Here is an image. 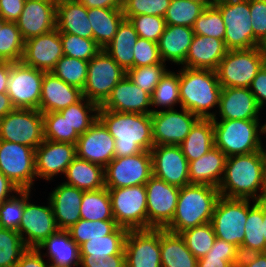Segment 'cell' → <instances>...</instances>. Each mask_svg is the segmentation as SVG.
Masks as SVG:
<instances>
[{"instance_id":"cell-1","label":"cell","mask_w":266,"mask_h":267,"mask_svg":"<svg viewBox=\"0 0 266 267\" xmlns=\"http://www.w3.org/2000/svg\"><path fill=\"white\" fill-rule=\"evenodd\" d=\"M98 119L115 139V157L132 156L153 148L151 115L104 110L99 106Z\"/></svg>"},{"instance_id":"cell-2","label":"cell","mask_w":266,"mask_h":267,"mask_svg":"<svg viewBox=\"0 0 266 267\" xmlns=\"http://www.w3.org/2000/svg\"><path fill=\"white\" fill-rule=\"evenodd\" d=\"M264 187L265 169L261 151L227 157L218 186L220 196L261 201Z\"/></svg>"},{"instance_id":"cell-3","label":"cell","mask_w":266,"mask_h":267,"mask_svg":"<svg viewBox=\"0 0 266 267\" xmlns=\"http://www.w3.org/2000/svg\"><path fill=\"white\" fill-rule=\"evenodd\" d=\"M179 89L181 107L199 118H214L219 108L222 86L217 72L209 69H191L182 67L179 71Z\"/></svg>"},{"instance_id":"cell-4","label":"cell","mask_w":266,"mask_h":267,"mask_svg":"<svg viewBox=\"0 0 266 267\" xmlns=\"http://www.w3.org/2000/svg\"><path fill=\"white\" fill-rule=\"evenodd\" d=\"M219 197L218 188L211 185L181 187L174 217L164 229L180 234L189 228L210 223Z\"/></svg>"},{"instance_id":"cell-5","label":"cell","mask_w":266,"mask_h":267,"mask_svg":"<svg viewBox=\"0 0 266 267\" xmlns=\"http://www.w3.org/2000/svg\"><path fill=\"white\" fill-rule=\"evenodd\" d=\"M214 146L227 157L260 151L261 131L259 120H231L212 118Z\"/></svg>"},{"instance_id":"cell-6","label":"cell","mask_w":266,"mask_h":267,"mask_svg":"<svg viewBox=\"0 0 266 267\" xmlns=\"http://www.w3.org/2000/svg\"><path fill=\"white\" fill-rule=\"evenodd\" d=\"M265 64V56L258 47L228 50L216 70L222 88H249L258 71Z\"/></svg>"},{"instance_id":"cell-7","label":"cell","mask_w":266,"mask_h":267,"mask_svg":"<svg viewBox=\"0 0 266 267\" xmlns=\"http://www.w3.org/2000/svg\"><path fill=\"white\" fill-rule=\"evenodd\" d=\"M112 214L119 227L127 230L147 229L146 187L135 185L108 188Z\"/></svg>"},{"instance_id":"cell-8","label":"cell","mask_w":266,"mask_h":267,"mask_svg":"<svg viewBox=\"0 0 266 267\" xmlns=\"http://www.w3.org/2000/svg\"><path fill=\"white\" fill-rule=\"evenodd\" d=\"M0 140L36 149L45 140L43 114L36 109L15 108L0 119Z\"/></svg>"},{"instance_id":"cell-9","label":"cell","mask_w":266,"mask_h":267,"mask_svg":"<svg viewBox=\"0 0 266 267\" xmlns=\"http://www.w3.org/2000/svg\"><path fill=\"white\" fill-rule=\"evenodd\" d=\"M126 72L103 49L88 63V74L82 95L101 106Z\"/></svg>"},{"instance_id":"cell-10","label":"cell","mask_w":266,"mask_h":267,"mask_svg":"<svg viewBox=\"0 0 266 267\" xmlns=\"http://www.w3.org/2000/svg\"><path fill=\"white\" fill-rule=\"evenodd\" d=\"M247 216L248 199L220 196L210 223L217 238L232 243L240 249L244 241Z\"/></svg>"},{"instance_id":"cell-11","label":"cell","mask_w":266,"mask_h":267,"mask_svg":"<svg viewBox=\"0 0 266 267\" xmlns=\"http://www.w3.org/2000/svg\"><path fill=\"white\" fill-rule=\"evenodd\" d=\"M0 171L20 190H31L37 178L35 149L0 140Z\"/></svg>"},{"instance_id":"cell-12","label":"cell","mask_w":266,"mask_h":267,"mask_svg":"<svg viewBox=\"0 0 266 267\" xmlns=\"http://www.w3.org/2000/svg\"><path fill=\"white\" fill-rule=\"evenodd\" d=\"M45 71L25 65L22 61L10 62L7 94L15 108L40 111L42 81Z\"/></svg>"},{"instance_id":"cell-13","label":"cell","mask_w":266,"mask_h":267,"mask_svg":"<svg viewBox=\"0 0 266 267\" xmlns=\"http://www.w3.org/2000/svg\"><path fill=\"white\" fill-rule=\"evenodd\" d=\"M105 187L123 188L143 185L152 176L150 151L126 157H115L105 168Z\"/></svg>"},{"instance_id":"cell-14","label":"cell","mask_w":266,"mask_h":267,"mask_svg":"<svg viewBox=\"0 0 266 267\" xmlns=\"http://www.w3.org/2000/svg\"><path fill=\"white\" fill-rule=\"evenodd\" d=\"M226 26L224 43L227 50L257 47L253 39L249 0L216 5Z\"/></svg>"},{"instance_id":"cell-15","label":"cell","mask_w":266,"mask_h":267,"mask_svg":"<svg viewBox=\"0 0 266 267\" xmlns=\"http://www.w3.org/2000/svg\"><path fill=\"white\" fill-rule=\"evenodd\" d=\"M147 229L165 228L173 219L180 188L152 175L145 184Z\"/></svg>"},{"instance_id":"cell-16","label":"cell","mask_w":266,"mask_h":267,"mask_svg":"<svg viewBox=\"0 0 266 267\" xmlns=\"http://www.w3.org/2000/svg\"><path fill=\"white\" fill-rule=\"evenodd\" d=\"M180 110L152 109L154 145H180L185 140L199 117L182 107Z\"/></svg>"},{"instance_id":"cell-17","label":"cell","mask_w":266,"mask_h":267,"mask_svg":"<svg viewBox=\"0 0 266 267\" xmlns=\"http://www.w3.org/2000/svg\"><path fill=\"white\" fill-rule=\"evenodd\" d=\"M30 194L31 190H25L24 212L17 232L27 248H36L58 227L49 200L47 206L36 205L29 202Z\"/></svg>"},{"instance_id":"cell-18","label":"cell","mask_w":266,"mask_h":267,"mask_svg":"<svg viewBox=\"0 0 266 267\" xmlns=\"http://www.w3.org/2000/svg\"><path fill=\"white\" fill-rule=\"evenodd\" d=\"M124 253L126 267H161L160 228L128 230Z\"/></svg>"},{"instance_id":"cell-19","label":"cell","mask_w":266,"mask_h":267,"mask_svg":"<svg viewBox=\"0 0 266 267\" xmlns=\"http://www.w3.org/2000/svg\"><path fill=\"white\" fill-rule=\"evenodd\" d=\"M150 153L152 175L179 188L190 184L189 162L180 145H154Z\"/></svg>"},{"instance_id":"cell-20","label":"cell","mask_w":266,"mask_h":267,"mask_svg":"<svg viewBox=\"0 0 266 267\" xmlns=\"http://www.w3.org/2000/svg\"><path fill=\"white\" fill-rule=\"evenodd\" d=\"M114 145L115 139L105 125L97 119L79 136L76 143V156L105 168L115 158Z\"/></svg>"},{"instance_id":"cell-21","label":"cell","mask_w":266,"mask_h":267,"mask_svg":"<svg viewBox=\"0 0 266 267\" xmlns=\"http://www.w3.org/2000/svg\"><path fill=\"white\" fill-rule=\"evenodd\" d=\"M76 157V145L44 140L35 149V169L37 178L46 181L66 173L67 167Z\"/></svg>"},{"instance_id":"cell-22","label":"cell","mask_w":266,"mask_h":267,"mask_svg":"<svg viewBox=\"0 0 266 267\" xmlns=\"http://www.w3.org/2000/svg\"><path fill=\"white\" fill-rule=\"evenodd\" d=\"M64 55L60 32L52 31L25 41L22 62L45 72H51Z\"/></svg>"},{"instance_id":"cell-23","label":"cell","mask_w":266,"mask_h":267,"mask_svg":"<svg viewBox=\"0 0 266 267\" xmlns=\"http://www.w3.org/2000/svg\"><path fill=\"white\" fill-rule=\"evenodd\" d=\"M57 3L44 0H26L22 13L16 21L24 41L56 28Z\"/></svg>"},{"instance_id":"cell-24","label":"cell","mask_w":266,"mask_h":267,"mask_svg":"<svg viewBox=\"0 0 266 267\" xmlns=\"http://www.w3.org/2000/svg\"><path fill=\"white\" fill-rule=\"evenodd\" d=\"M150 106L151 95L135 85L126 75L112 89L110 96L100 107L116 112L151 115L153 111Z\"/></svg>"},{"instance_id":"cell-25","label":"cell","mask_w":266,"mask_h":267,"mask_svg":"<svg viewBox=\"0 0 266 267\" xmlns=\"http://www.w3.org/2000/svg\"><path fill=\"white\" fill-rule=\"evenodd\" d=\"M218 110L221 119L260 120L261 108L249 88H222Z\"/></svg>"},{"instance_id":"cell-26","label":"cell","mask_w":266,"mask_h":267,"mask_svg":"<svg viewBox=\"0 0 266 267\" xmlns=\"http://www.w3.org/2000/svg\"><path fill=\"white\" fill-rule=\"evenodd\" d=\"M82 90L61 80L52 72H45L42 81L40 112H58L80 101Z\"/></svg>"},{"instance_id":"cell-27","label":"cell","mask_w":266,"mask_h":267,"mask_svg":"<svg viewBox=\"0 0 266 267\" xmlns=\"http://www.w3.org/2000/svg\"><path fill=\"white\" fill-rule=\"evenodd\" d=\"M83 192L75 186L61 183L50 193L49 200L58 229H69L80 219Z\"/></svg>"},{"instance_id":"cell-28","label":"cell","mask_w":266,"mask_h":267,"mask_svg":"<svg viewBox=\"0 0 266 267\" xmlns=\"http://www.w3.org/2000/svg\"><path fill=\"white\" fill-rule=\"evenodd\" d=\"M227 51L224 40L194 34L181 67L216 71Z\"/></svg>"},{"instance_id":"cell-29","label":"cell","mask_w":266,"mask_h":267,"mask_svg":"<svg viewBox=\"0 0 266 267\" xmlns=\"http://www.w3.org/2000/svg\"><path fill=\"white\" fill-rule=\"evenodd\" d=\"M36 249L38 251L47 249L46 253L42 255L48 257L51 267L80 266L79 245L71 238L68 230L58 229Z\"/></svg>"},{"instance_id":"cell-30","label":"cell","mask_w":266,"mask_h":267,"mask_svg":"<svg viewBox=\"0 0 266 267\" xmlns=\"http://www.w3.org/2000/svg\"><path fill=\"white\" fill-rule=\"evenodd\" d=\"M56 28L60 33L93 39L88 9L77 0H59L56 5Z\"/></svg>"},{"instance_id":"cell-31","label":"cell","mask_w":266,"mask_h":267,"mask_svg":"<svg viewBox=\"0 0 266 267\" xmlns=\"http://www.w3.org/2000/svg\"><path fill=\"white\" fill-rule=\"evenodd\" d=\"M227 156L217 147L211 148L188 165L190 184L211 185L218 188L222 181Z\"/></svg>"},{"instance_id":"cell-32","label":"cell","mask_w":266,"mask_h":267,"mask_svg":"<svg viewBox=\"0 0 266 267\" xmlns=\"http://www.w3.org/2000/svg\"><path fill=\"white\" fill-rule=\"evenodd\" d=\"M194 37L193 28L179 25H166L158 41L162 61H171L177 65L185 62L189 46Z\"/></svg>"},{"instance_id":"cell-33","label":"cell","mask_w":266,"mask_h":267,"mask_svg":"<svg viewBox=\"0 0 266 267\" xmlns=\"http://www.w3.org/2000/svg\"><path fill=\"white\" fill-rule=\"evenodd\" d=\"M161 267H197L198 259L180 234L160 228Z\"/></svg>"},{"instance_id":"cell-34","label":"cell","mask_w":266,"mask_h":267,"mask_svg":"<svg viewBox=\"0 0 266 267\" xmlns=\"http://www.w3.org/2000/svg\"><path fill=\"white\" fill-rule=\"evenodd\" d=\"M139 36L134 25L124 19L118 27L113 40L103 49L125 71L134 67V46Z\"/></svg>"},{"instance_id":"cell-35","label":"cell","mask_w":266,"mask_h":267,"mask_svg":"<svg viewBox=\"0 0 266 267\" xmlns=\"http://www.w3.org/2000/svg\"><path fill=\"white\" fill-rule=\"evenodd\" d=\"M64 183L82 191L99 190L105 187L104 167L75 157L67 167Z\"/></svg>"},{"instance_id":"cell-36","label":"cell","mask_w":266,"mask_h":267,"mask_svg":"<svg viewBox=\"0 0 266 267\" xmlns=\"http://www.w3.org/2000/svg\"><path fill=\"white\" fill-rule=\"evenodd\" d=\"M88 18L92 25L93 40L104 49L114 38L125 19L122 8H91Z\"/></svg>"},{"instance_id":"cell-37","label":"cell","mask_w":266,"mask_h":267,"mask_svg":"<svg viewBox=\"0 0 266 267\" xmlns=\"http://www.w3.org/2000/svg\"><path fill=\"white\" fill-rule=\"evenodd\" d=\"M188 162L197 160L214 147L213 120L199 118L192 126L190 133L180 144Z\"/></svg>"},{"instance_id":"cell-38","label":"cell","mask_w":266,"mask_h":267,"mask_svg":"<svg viewBox=\"0 0 266 267\" xmlns=\"http://www.w3.org/2000/svg\"><path fill=\"white\" fill-rule=\"evenodd\" d=\"M128 230L117 227L111 234L91 239L79 246L80 259H99L114 255H125V241Z\"/></svg>"},{"instance_id":"cell-39","label":"cell","mask_w":266,"mask_h":267,"mask_svg":"<svg viewBox=\"0 0 266 267\" xmlns=\"http://www.w3.org/2000/svg\"><path fill=\"white\" fill-rule=\"evenodd\" d=\"M253 201V205L250 206ZM244 241L239 249L240 255L266 252L263 236V202L248 199V216L245 223Z\"/></svg>"},{"instance_id":"cell-40","label":"cell","mask_w":266,"mask_h":267,"mask_svg":"<svg viewBox=\"0 0 266 267\" xmlns=\"http://www.w3.org/2000/svg\"><path fill=\"white\" fill-rule=\"evenodd\" d=\"M80 215L84 220H114L108 188L84 191L80 204Z\"/></svg>"},{"instance_id":"cell-41","label":"cell","mask_w":266,"mask_h":267,"mask_svg":"<svg viewBox=\"0 0 266 267\" xmlns=\"http://www.w3.org/2000/svg\"><path fill=\"white\" fill-rule=\"evenodd\" d=\"M99 106L83 97L77 103L58 111L79 135L88 130L98 119Z\"/></svg>"},{"instance_id":"cell-42","label":"cell","mask_w":266,"mask_h":267,"mask_svg":"<svg viewBox=\"0 0 266 267\" xmlns=\"http://www.w3.org/2000/svg\"><path fill=\"white\" fill-rule=\"evenodd\" d=\"M25 41L16 22L0 24V61L20 62Z\"/></svg>"},{"instance_id":"cell-43","label":"cell","mask_w":266,"mask_h":267,"mask_svg":"<svg viewBox=\"0 0 266 267\" xmlns=\"http://www.w3.org/2000/svg\"><path fill=\"white\" fill-rule=\"evenodd\" d=\"M176 104H180L181 107L179 71L175 73L167 70L151 95V105L169 110L174 109Z\"/></svg>"},{"instance_id":"cell-44","label":"cell","mask_w":266,"mask_h":267,"mask_svg":"<svg viewBox=\"0 0 266 267\" xmlns=\"http://www.w3.org/2000/svg\"><path fill=\"white\" fill-rule=\"evenodd\" d=\"M207 7L205 3L190 0H171L164 19L166 25L188 26L193 28L196 19Z\"/></svg>"},{"instance_id":"cell-45","label":"cell","mask_w":266,"mask_h":267,"mask_svg":"<svg viewBox=\"0 0 266 267\" xmlns=\"http://www.w3.org/2000/svg\"><path fill=\"white\" fill-rule=\"evenodd\" d=\"M239 261V249L232 243L216 237L210 251L198 259L197 267H237Z\"/></svg>"},{"instance_id":"cell-46","label":"cell","mask_w":266,"mask_h":267,"mask_svg":"<svg viewBox=\"0 0 266 267\" xmlns=\"http://www.w3.org/2000/svg\"><path fill=\"white\" fill-rule=\"evenodd\" d=\"M88 63L63 55L51 72L67 84L83 90L87 81Z\"/></svg>"},{"instance_id":"cell-47","label":"cell","mask_w":266,"mask_h":267,"mask_svg":"<svg viewBox=\"0 0 266 267\" xmlns=\"http://www.w3.org/2000/svg\"><path fill=\"white\" fill-rule=\"evenodd\" d=\"M117 227L115 220L91 221L80 219L67 230L71 238L80 246L91 239L111 234Z\"/></svg>"},{"instance_id":"cell-48","label":"cell","mask_w":266,"mask_h":267,"mask_svg":"<svg viewBox=\"0 0 266 267\" xmlns=\"http://www.w3.org/2000/svg\"><path fill=\"white\" fill-rule=\"evenodd\" d=\"M43 121L45 140L76 145L80 135L59 112L44 113Z\"/></svg>"},{"instance_id":"cell-49","label":"cell","mask_w":266,"mask_h":267,"mask_svg":"<svg viewBox=\"0 0 266 267\" xmlns=\"http://www.w3.org/2000/svg\"><path fill=\"white\" fill-rule=\"evenodd\" d=\"M180 235L183 237L187 248L197 259L204 257L210 251L216 239L211 223L189 228L181 232Z\"/></svg>"},{"instance_id":"cell-50","label":"cell","mask_w":266,"mask_h":267,"mask_svg":"<svg viewBox=\"0 0 266 267\" xmlns=\"http://www.w3.org/2000/svg\"><path fill=\"white\" fill-rule=\"evenodd\" d=\"M26 250L27 247L17 231L0 227V267H16Z\"/></svg>"},{"instance_id":"cell-51","label":"cell","mask_w":266,"mask_h":267,"mask_svg":"<svg viewBox=\"0 0 266 267\" xmlns=\"http://www.w3.org/2000/svg\"><path fill=\"white\" fill-rule=\"evenodd\" d=\"M194 34L224 40L226 26L220 10L216 6H207L196 19Z\"/></svg>"},{"instance_id":"cell-52","label":"cell","mask_w":266,"mask_h":267,"mask_svg":"<svg viewBox=\"0 0 266 267\" xmlns=\"http://www.w3.org/2000/svg\"><path fill=\"white\" fill-rule=\"evenodd\" d=\"M64 55L90 61L102 48L93 40L70 33H60Z\"/></svg>"},{"instance_id":"cell-53","label":"cell","mask_w":266,"mask_h":267,"mask_svg":"<svg viewBox=\"0 0 266 267\" xmlns=\"http://www.w3.org/2000/svg\"><path fill=\"white\" fill-rule=\"evenodd\" d=\"M166 67L162 61L149 66L133 67L126 72V75L135 85L152 95L161 77L168 70Z\"/></svg>"},{"instance_id":"cell-54","label":"cell","mask_w":266,"mask_h":267,"mask_svg":"<svg viewBox=\"0 0 266 267\" xmlns=\"http://www.w3.org/2000/svg\"><path fill=\"white\" fill-rule=\"evenodd\" d=\"M19 197H18V196ZM25 204V190H19L0 204V227L18 231Z\"/></svg>"},{"instance_id":"cell-55","label":"cell","mask_w":266,"mask_h":267,"mask_svg":"<svg viewBox=\"0 0 266 267\" xmlns=\"http://www.w3.org/2000/svg\"><path fill=\"white\" fill-rule=\"evenodd\" d=\"M129 20L139 37L156 43L166 28V21L161 16L141 14L132 16Z\"/></svg>"},{"instance_id":"cell-56","label":"cell","mask_w":266,"mask_h":267,"mask_svg":"<svg viewBox=\"0 0 266 267\" xmlns=\"http://www.w3.org/2000/svg\"><path fill=\"white\" fill-rule=\"evenodd\" d=\"M171 0H124L123 14L125 19L141 14L164 17Z\"/></svg>"},{"instance_id":"cell-57","label":"cell","mask_w":266,"mask_h":267,"mask_svg":"<svg viewBox=\"0 0 266 267\" xmlns=\"http://www.w3.org/2000/svg\"><path fill=\"white\" fill-rule=\"evenodd\" d=\"M134 67L161 63L158 43L139 37L134 46Z\"/></svg>"},{"instance_id":"cell-58","label":"cell","mask_w":266,"mask_h":267,"mask_svg":"<svg viewBox=\"0 0 266 267\" xmlns=\"http://www.w3.org/2000/svg\"><path fill=\"white\" fill-rule=\"evenodd\" d=\"M253 39L258 44L266 35V0H249Z\"/></svg>"},{"instance_id":"cell-59","label":"cell","mask_w":266,"mask_h":267,"mask_svg":"<svg viewBox=\"0 0 266 267\" xmlns=\"http://www.w3.org/2000/svg\"><path fill=\"white\" fill-rule=\"evenodd\" d=\"M250 91L256 98V101L261 109L266 105V65L258 71L256 77L252 80L249 86Z\"/></svg>"},{"instance_id":"cell-60","label":"cell","mask_w":266,"mask_h":267,"mask_svg":"<svg viewBox=\"0 0 266 267\" xmlns=\"http://www.w3.org/2000/svg\"><path fill=\"white\" fill-rule=\"evenodd\" d=\"M26 0H0V16L9 22H16L24 8Z\"/></svg>"},{"instance_id":"cell-61","label":"cell","mask_w":266,"mask_h":267,"mask_svg":"<svg viewBox=\"0 0 266 267\" xmlns=\"http://www.w3.org/2000/svg\"><path fill=\"white\" fill-rule=\"evenodd\" d=\"M81 267H126L125 255H114L99 259H80Z\"/></svg>"},{"instance_id":"cell-62","label":"cell","mask_w":266,"mask_h":267,"mask_svg":"<svg viewBox=\"0 0 266 267\" xmlns=\"http://www.w3.org/2000/svg\"><path fill=\"white\" fill-rule=\"evenodd\" d=\"M41 251L36 248H27V250L21 255L16 267H51L48 262H44Z\"/></svg>"},{"instance_id":"cell-63","label":"cell","mask_w":266,"mask_h":267,"mask_svg":"<svg viewBox=\"0 0 266 267\" xmlns=\"http://www.w3.org/2000/svg\"><path fill=\"white\" fill-rule=\"evenodd\" d=\"M237 267H266V252L240 255Z\"/></svg>"},{"instance_id":"cell-64","label":"cell","mask_w":266,"mask_h":267,"mask_svg":"<svg viewBox=\"0 0 266 267\" xmlns=\"http://www.w3.org/2000/svg\"><path fill=\"white\" fill-rule=\"evenodd\" d=\"M20 189L0 171V204Z\"/></svg>"},{"instance_id":"cell-65","label":"cell","mask_w":266,"mask_h":267,"mask_svg":"<svg viewBox=\"0 0 266 267\" xmlns=\"http://www.w3.org/2000/svg\"><path fill=\"white\" fill-rule=\"evenodd\" d=\"M87 9L91 8H122L124 0H77Z\"/></svg>"},{"instance_id":"cell-66","label":"cell","mask_w":266,"mask_h":267,"mask_svg":"<svg viewBox=\"0 0 266 267\" xmlns=\"http://www.w3.org/2000/svg\"><path fill=\"white\" fill-rule=\"evenodd\" d=\"M10 73V62L0 61V93H6Z\"/></svg>"},{"instance_id":"cell-67","label":"cell","mask_w":266,"mask_h":267,"mask_svg":"<svg viewBox=\"0 0 266 267\" xmlns=\"http://www.w3.org/2000/svg\"><path fill=\"white\" fill-rule=\"evenodd\" d=\"M10 97L7 93H0V119L14 110Z\"/></svg>"},{"instance_id":"cell-68","label":"cell","mask_w":266,"mask_h":267,"mask_svg":"<svg viewBox=\"0 0 266 267\" xmlns=\"http://www.w3.org/2000/svg\"><path fill=\"white\" fill-rule=\"evenodd\" d=\"M258 49L260 50V52L266 56V35L264 36V38L258 43Z\"/></svg>"},{"instance_id":"cell-69","label":"cell","mask_w":266,"mask_h":267,"mask_svg":"<svg viewBox=\"0 0 266 267\" xmlns=\"http://www.w3.org/2000/svg\"><path fill=\"white\" fill-rule=\"evenodd\" d=\"M263 236L266 242V203L263 202Z\"/></svg>"},{"instance_id":"cell-70","label":"cell","mask_w":266,"mask_h":267,"mask_svg":"<svg viewBox=\"0 0 266 267\" xmlns=\"http://www.w3.org/2000/svg\"><path fill=\"white\" fill-rule=\"evenodd\" d=\"M237 1H241V0H212V5L216 6L220 4H226V3L237 2Z\"/></svg>"},{"instance_id":"cell-71","label":"cell","mask_w":266,"mask_h":267,"mask_svg":"<svg viewBox=\"0 0 266 267\" xmlns=\"http://www.w3.org/2000/svg\"><path fill=\"white\" fill-rule=\"evenodd\" d=\"M260 151H261L262 156H263L264 169L266 170V149L264 148L263 144H261Z\"/></svg>"},{"instance_id":"cell-72","label":"cell","mask_w":266,"mask_h":267,"mask_svg":"<svg viewBox=\"0 0 266 267\" xmlns=\"http://www.w3.org/2000/svg\"><path fill=\"white\" fill-rule=\"evenodd\" d=\"M193 2H199V3H205L207 6H211L212 5V0H190Z\"/></svg>"},{"instance_id":"cell-73","label":"cell","mask_w":266,"mask_h":267,"mask_svg":"<svg viewBox=\"0 0 266 267\" xmlns=\"http://www.w3.org/2000/svg\"><path fill=\"white\" fill-rule=\"evenodd\" d=\"M261 201L266 203V170H265V187H264V192H263Z\"/></svg>"},{"instance_id":"cell-74","label":"cell","mask_w":266,"mask_h":267,"mask_svg":"<svg viewBox=\"0 0 266 267\" xmlns=\"http://www.w3.org/2000/svg\"><path fill=\"white\" fill-rule=\"evenodd\" d=\"M260 131H261L260 134H265L266 135V123H264L263 126L262 125L260 126Z\"/></svg>"},{"instance_id":"cell-75","label":"cell","mask_w":266,"mask_h":267,"mask_svg":"<svg viewBox=\"0 0 266 267\" xmlns=\"http://www.w3.org/2000/svg\"><path fill=\"white\" fill-rule=\"evenodd\" d=\"M7 21H5L1 16H0V24H5Z\"/></svg>"},{"instance_id":"cell-76","label":"cell","mask_w":266,"mask_h":267,"mask_svg":"<svg viewBox=\"0 0 266 267\" xmlns=\"http://www.w3.org/2000/svg\"><path fill=\"white\" fill-rule=\"evenodd\" d=\"M44 1H48V2H59V0H44Z\"/></svg>"}]
</instances>
